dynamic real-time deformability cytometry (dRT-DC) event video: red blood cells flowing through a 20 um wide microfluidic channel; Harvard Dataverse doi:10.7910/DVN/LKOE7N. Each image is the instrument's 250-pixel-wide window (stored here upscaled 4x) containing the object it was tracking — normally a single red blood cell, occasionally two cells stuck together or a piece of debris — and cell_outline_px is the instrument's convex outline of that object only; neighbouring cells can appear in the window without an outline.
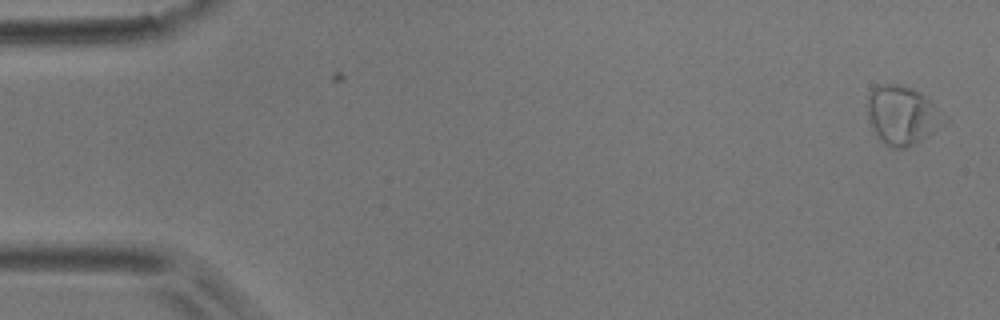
{"species": "common noctule bat (a hibernating species)", "species_latin": "Nyctalus noctula", "temperature_condition": "room temperature", "stored_images_in_passage": 2, "camera_frame_rate_fps": 3000, "um_per_image_px": 0.085, "animal": {"sex": "male", "body_mass_g": 17.9}, "frame": {"image": 1, "passage_image": 2, "time_ms": 1.333, "image_size_px": [1000, 320], "cell_outline_px": [[948, 124], [908, 148], [892, 148], [884, 144], [876, 136], [872, 128], [868, 116], [868, 92], [872, 88], [880, 84], [900, 84], [920, 92], [948, 116]], "centroid_in_image_um": [76.73, 9.81], "position_along_channel_um": 8.3, "area_um2": 26.82}}